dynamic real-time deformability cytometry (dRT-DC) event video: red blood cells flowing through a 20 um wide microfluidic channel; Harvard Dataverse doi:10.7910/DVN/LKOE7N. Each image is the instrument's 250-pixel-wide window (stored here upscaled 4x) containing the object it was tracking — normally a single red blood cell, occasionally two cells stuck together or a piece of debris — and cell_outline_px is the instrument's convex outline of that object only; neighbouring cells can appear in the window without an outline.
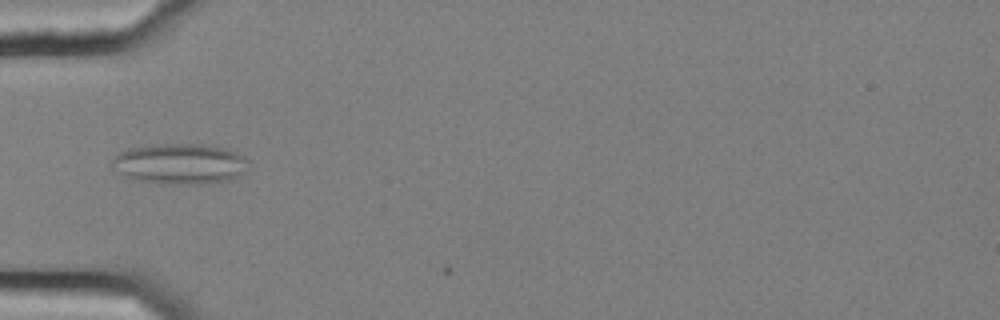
{"species": "common noctule bat (a hibernating species)", "species_latin": "Nyctalus noctula", "temperature_condition": "cold", "stored_images_in_passage": 4, "camera_frame_rate_fps": 3000, "um_per_image_px": 0.085, "animal": {"sex": "female", "body_mass_g": 25.1}, "frame": {"image": 1, "passage_image": 3, "time_ms": 0.667, "image_size_px": [1000, 320], "cell_outline_px": [[248, 168], [244, 172], [228, 180], [192, 184], [176, 184], [136, 180], [124, 176], [112, 168], [112, 160], [120, 152], [128, 148], [148, 144], [200, 144], [228, 148], [244, 156], [248, 160]], "centroid_in_image_um": [15.28, 13.9], "position_along_channel_um": 69.7, "area_um2": 32.25}}